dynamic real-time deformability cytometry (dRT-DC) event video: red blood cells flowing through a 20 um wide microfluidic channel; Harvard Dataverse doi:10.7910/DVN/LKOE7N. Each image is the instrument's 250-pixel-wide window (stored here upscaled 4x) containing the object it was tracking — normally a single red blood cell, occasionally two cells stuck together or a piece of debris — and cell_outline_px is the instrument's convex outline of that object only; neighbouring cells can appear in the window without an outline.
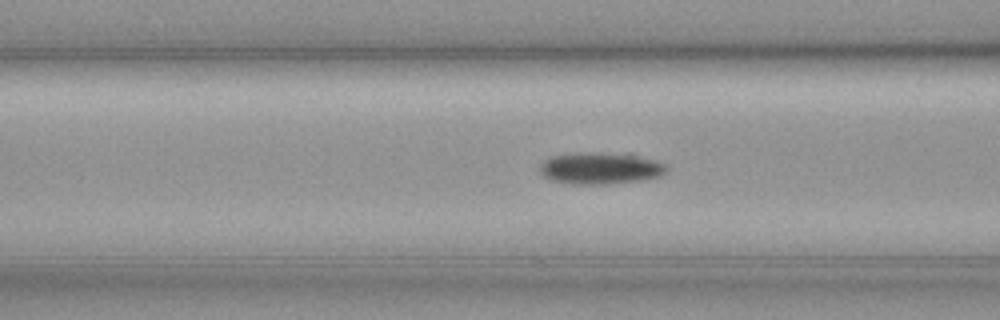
{"species": "common noctule bat (a hibernating species)", "species_latin": "Nyctalus noctula", "temperature_condition": "cold", "stored_images_in_passage": 39, "camera_frame_rate_fps": 3000, "um_per_image_px": 0.085, "animal": {"sex": "female", "body_mass_g": 19.3, "forearm_length_mm": 54.1}, "frame": {"image": 1, "passage_image": 6, "time_ms": 1.667, "image_size_px": [1000, 320], "cell_outline_px": [[668, 168], [660, 176], [644, 180], [608, 184], [572, 184], [552, 180], [544, 176], [540, 172], [540, 164], [544, 160], [552, 156], [584, 152], [632, 152], [656, 160], [664, 164]], "centroid_in_image_um": [51.09, 14.27], "position_along_channel_um": 115.5, "area_um2": 23.99}}
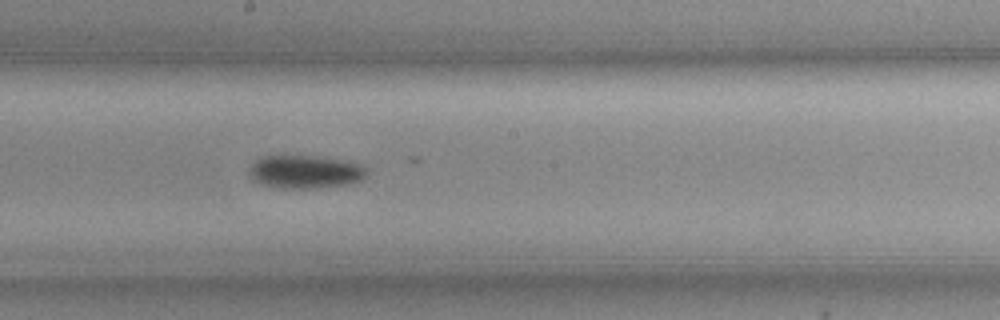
{"frame": {"image": 2, "passage_image": 15, "time_ms": 4.667, "image_size_px": [1000, 320], "cell_outline_px": [[368, 176], [364, 180], [348, 184], [316, 188], [280, 188], [264, 184], [252, 180], [248, 176], [248, 168], [256, 160], [264, 156], [316, 156], [356, 164], [368, 168]], "centroid_in_image_um": [25.93, 14.62], "position_along_channel_um": 222.3, "area_um2": 22.66}}
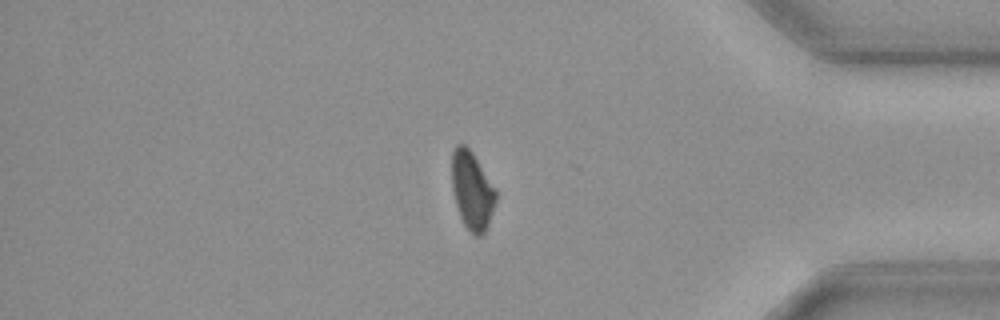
{"frame": {"image": 3, "passage_image": 32, "time_ms": 10.333, "image_size_px": [1000, 320], "cell_outline_px": [[496, 200], [488, 224], [484, 232], [480, 236], [476, 236], [464, 224], [460, 216], [456, 204], [452, 188], [452, 152], [456, 144], [464, 144], [472, 152], [496, 188]], "centroid_in_image_um": [40.12, 16.16], "position_along_channel_um": 395.1, "area_um2": 19.83}}